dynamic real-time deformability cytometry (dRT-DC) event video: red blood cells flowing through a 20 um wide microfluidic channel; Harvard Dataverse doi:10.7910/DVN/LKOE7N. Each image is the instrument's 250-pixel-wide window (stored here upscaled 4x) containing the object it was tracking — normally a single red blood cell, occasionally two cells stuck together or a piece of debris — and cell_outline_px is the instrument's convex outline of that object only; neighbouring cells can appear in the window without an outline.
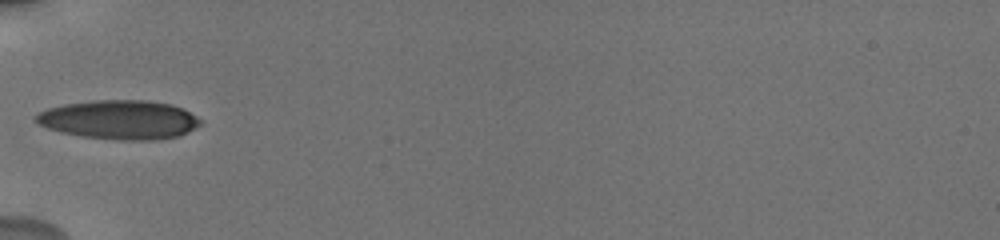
{"species": "human", "species_latin": "Homo sapiens", "temperature_condition": "cold", "stored_images_in_passage": 13, "camera_frame_rate_fps": 3000, "um_per_image_px": 0.085, "donor": {"sex": "male"}, "frame": {"image": 1, "passage_image": 1, "time_ms": 0.0, "image_size_px": [1000, 240], "cell_outline_px": [[204, 120], [196, 128], [180, 136], [152, 140], [120, 140], [80, 136], [60, 132], [48, 128], [40, 124], [36, 120], [36, 116], [40, 112], [48, 108], [64, 104], [92, 100], [148, 100], [172, 104]], "centroid_in_image_um": [10.18, 10.17], "position_along_channel_um": 74.8, "area_um2": 37.45}}
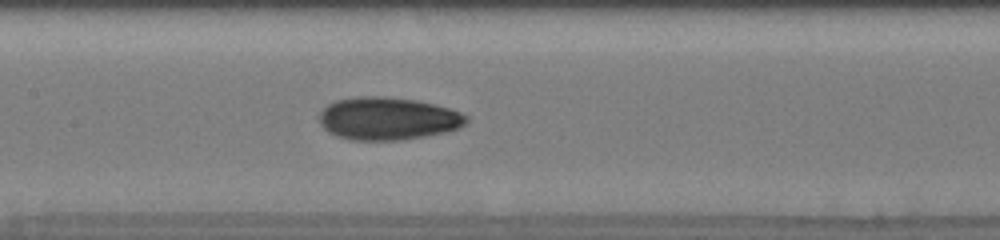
{"frame": {"image": 2, "passage_image": 6, "time_ms": 2.667, "image_size_px": [1000, 240], "cell_outline_px": [[468, 120], [460, 128], [448, 132], [404, 140], [352, 140], [336, 136], [328, 132], [320, 124], [320, 112], [328, 104], [336, 100], [356, 96], [384, 96], [416, 100], [436, 104], [460, 112], [468, 116]], "centroid_in_image_um": [32.98, 10.08], "position_along_channel_um": 174.4, "area_um2": 36.93}}
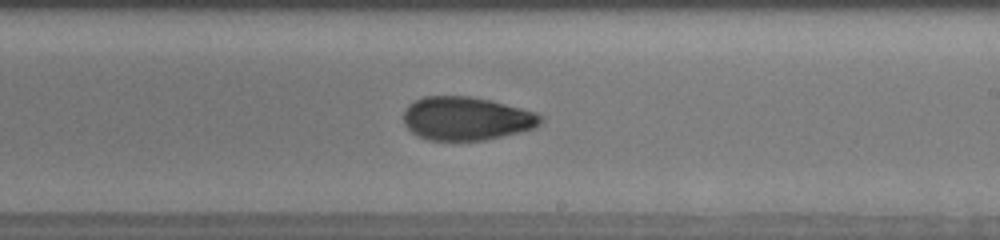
{"frame": {"image": 3, "passage_image": 10, "time_ms": 4.667, "image_size_px": [1000, 240], "cell_outline_px": [[544, 120], [536, 128], [520, 132], [484, 140], [428, 140], [412, 132], [404, 124], [404, 108], [408, 104], [424, 96], [472, 96], [492, 100], [536, 112], [544, 116]], "centroid_in_image_um": [39.68, 10.06], "position_along_channel_um": 249.3, "area_um2": 34.97}}